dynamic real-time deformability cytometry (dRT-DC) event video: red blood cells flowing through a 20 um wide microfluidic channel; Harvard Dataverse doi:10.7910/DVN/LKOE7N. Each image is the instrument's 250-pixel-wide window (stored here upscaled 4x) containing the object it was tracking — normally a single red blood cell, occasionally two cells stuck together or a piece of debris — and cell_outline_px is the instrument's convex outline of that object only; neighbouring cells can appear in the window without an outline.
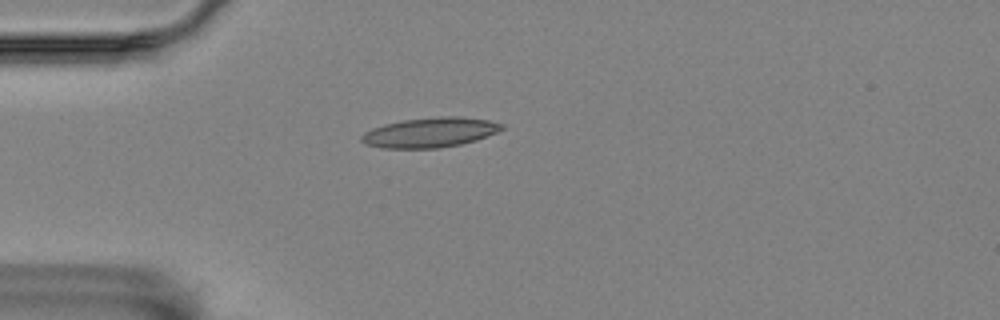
{"species": "Egyptian fruit bat (a non-hibernating species)", "species_latin": "Rousettus aegyptiacus", "temperature_condition": "room temperature", "stored_images_in_passage": 4, "camera_frame_rate_fps": 3000, "um_per_image_px": 0.085, "animal": {"sex": "female"}, "frame": {"image": 1, "passage_image": 4, "time_ms": 1.0, "image_size_px": [1000, 320], "cell_outline_px": [[504, 128], [496, 132], [476, 140], [460, 144], [440, 148], [380, 148], [364, 144], [360, 140], [360, 136], [364, 132], [372, 128], [384, 124], [404, 120], [440, 116], [456, 116], [488, 120], [504, 124]], "centroid_in_image_um": [36.51, 11.26], "position_along_channel_um": 48.5, "area_um2": 24.39}}